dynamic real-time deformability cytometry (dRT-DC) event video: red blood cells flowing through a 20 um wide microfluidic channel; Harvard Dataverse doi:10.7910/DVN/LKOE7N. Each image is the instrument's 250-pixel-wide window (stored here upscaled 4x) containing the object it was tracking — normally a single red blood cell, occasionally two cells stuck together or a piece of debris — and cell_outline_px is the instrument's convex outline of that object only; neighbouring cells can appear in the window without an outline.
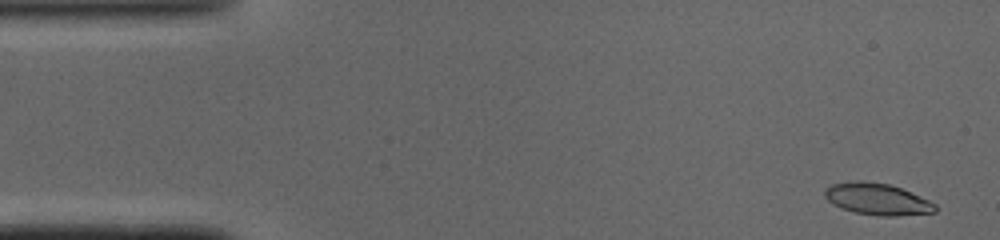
{"species": "common noctule bat (a hibernating species)", "species_latin": "Nyctalus noctula", "temperature_condition": "cold", "stored_images_in_passage": 48, "camera_frame_rate_fps": 3000, "um_per_image_px": 0.085, "animal": {"sex": "male", "body_mass_g": 19.0, "forearm_length_mm": 50.8}, "frame": {"image": 1, "passage_image": 2, "time_ms": 0.333, "image_size_px": [1000, 240], "cell_outline_px": [[936, 212], [896, 216], [880, 216], [856, 212], [840, 208], [832, 204], [824, 196], [824, 188], [832, 184], [860, 180], [888, 184], [900, 188], [928, 200], [936, 204]], "centroid_in_image_um": [74.53, 16.93], "position_along_channel_um": 10.5, "area_um2": 20.23}}
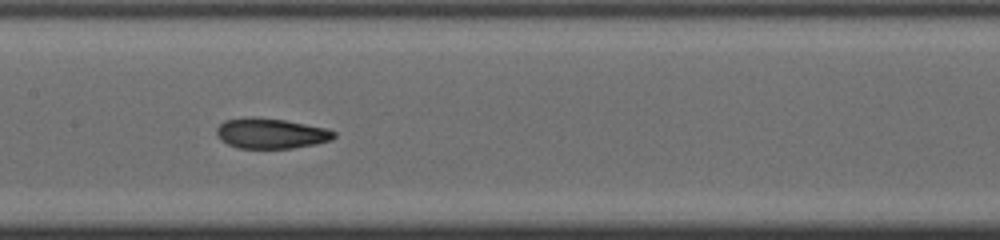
{"frame": {"image": 2, "passage_image": 23, "time_ms": 7.333, "image_size_px": [1000, 240], "cell_outline_px": [[336, 136], [332, 140], [316, 144], [292, 148], [236, 148], [220, 140], [216, 132], [216, 128], [224, 120], [248, 116], [256, 116], [284, 120], [324, 128], [336, 132]], "centroid_in_image_um": [22.99, 11.33], "position_along_channel_um": 184.4, "area_um2": 20.87}}
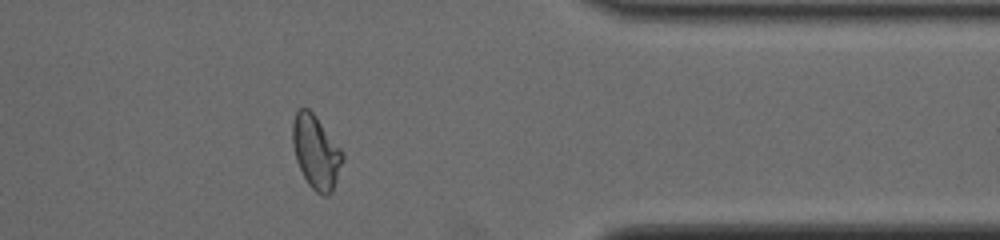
{"frame": {"image": 3, "passage_image": 39, "time_ms": 12.667, "image_size_px": [1000, 240], "cell_outline_px": [[344, 160], [332, 192], [328, 196], [324, 196], [316, 192], [308, 184], [296, 160], [292, 144], [292, 120], [296, 112], [300, 108], [308, 108], [316, 116], [344, 152]], "centroid_in_image_um": [26.87, 12.92], "position_along_channel_um": 384.5, "area_um2": 21.56}, "authors_computed_cell_mechanics": {"area_um2": 20.7791, "velocity_mm_per_s": 4.0961, "shape_relaxation_time_tau1_ms": null, "shape_relaxation_time_tau2_ms": 1.6685, "deformation_change_tau1": null, "deformation_change_tau2": 0.0815}}